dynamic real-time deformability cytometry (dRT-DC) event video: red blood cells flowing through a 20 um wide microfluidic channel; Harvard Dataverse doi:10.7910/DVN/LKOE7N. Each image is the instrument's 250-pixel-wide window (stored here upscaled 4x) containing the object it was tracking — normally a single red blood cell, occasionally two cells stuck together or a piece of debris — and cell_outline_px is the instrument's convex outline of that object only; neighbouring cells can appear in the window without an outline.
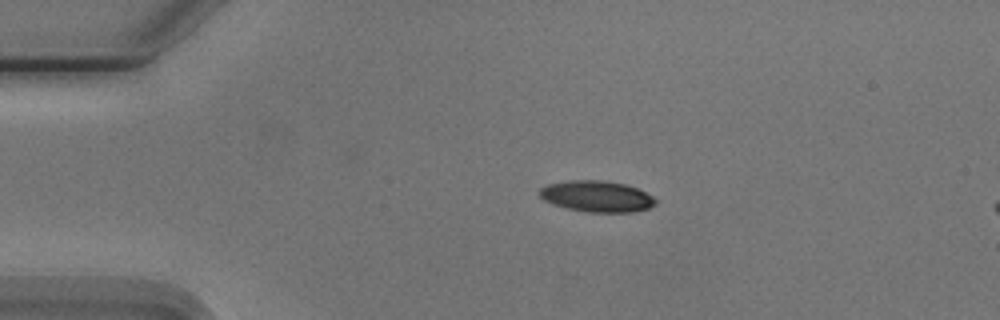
{"species": "Egyptian fruit bat (a non-hibernating species)", "species_latin": "Rousettus aegyptiacus", "temperature_condition": "cold", "stored_images_in_passage": 3, "camera_frame_rate_fps": 3000, "um_per_image_px": 0.085, "animal": {"sex": "male"}, "frame": {"image": 1, "passage_image": 1, "time_ms": 0.0, "image_size_px": [1000, 320], "cell_outline_px": [[656, 204], [648, 208], [632, 212], [588, 212], [568, 208], [544, 200], [540, 196], [540, 188], [548, 184], [568, 180], [604, 180], [628, 184], [652, 196], [656, 200]], "centroid_in_image_um": [50.74, 16.67], "position_along_channel_um": 34.3, "area_um2": 20.92}}